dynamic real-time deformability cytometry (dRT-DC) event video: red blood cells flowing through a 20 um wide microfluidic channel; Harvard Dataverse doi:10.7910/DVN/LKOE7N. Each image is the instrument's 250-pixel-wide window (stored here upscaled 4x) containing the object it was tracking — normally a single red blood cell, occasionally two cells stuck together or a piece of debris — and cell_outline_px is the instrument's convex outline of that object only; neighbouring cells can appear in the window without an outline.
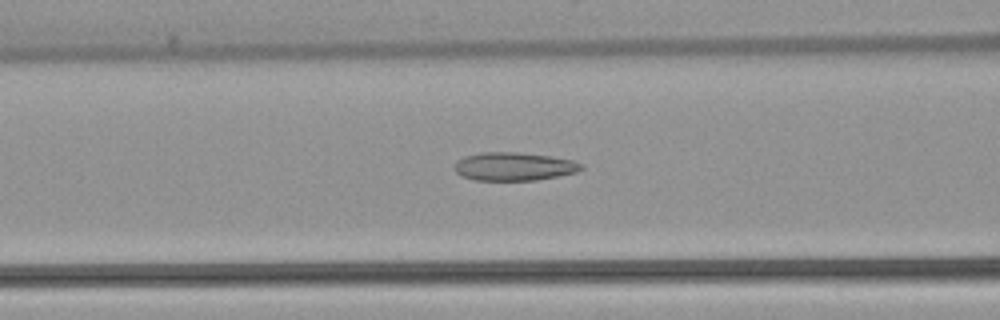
{"species": "common noctule bat (a hibernating species)", "species_latin": "Nyctalus noctula", "temperature_condition": "warm", "stored_images_in_passage": 52, "camera_frame_rate_fps": 3000, "um_per_image_px": 0.085, "animal": {"sex": "female", "body_mass_g": 22.7, "forearm_length_mm": 54.2}, "frame": {"image": 1, "passage_image": 20, "time_ms": 6.333, "image_size_px": [1000, 320], "cell_outline_px": [[584, 168], [576, 172], [536, 180], [476, 180], [460, 176], [452, 168], [456, 160], [464, 156], [480, 152], [520, 152], [552, 156], [572, 160], [584, 164]], "centroid_in_image_um": [43.65, 14.14], "position_along_channel_um": 123.0, "area_um2": 21.15}}
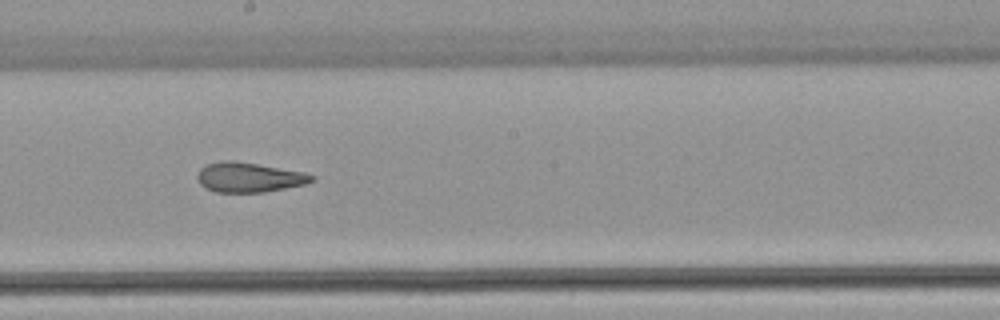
{"frame": {"image": 2, "passage_image": 28, "time_ms": 9.0, "image_size_px": [1000, 320], "cell_outline_px": [[316, 180], [304, 184], [264, 192], [216, 192], [200, 184], [196, 176], [200, 168], [208, 164], [220, 160], [232, 160], [304, 172], [316, 176]], "centroid_in_image_um": [21.16, 15.06], "position_along_channel_um": 227.0, "area_um2": 19.71}}
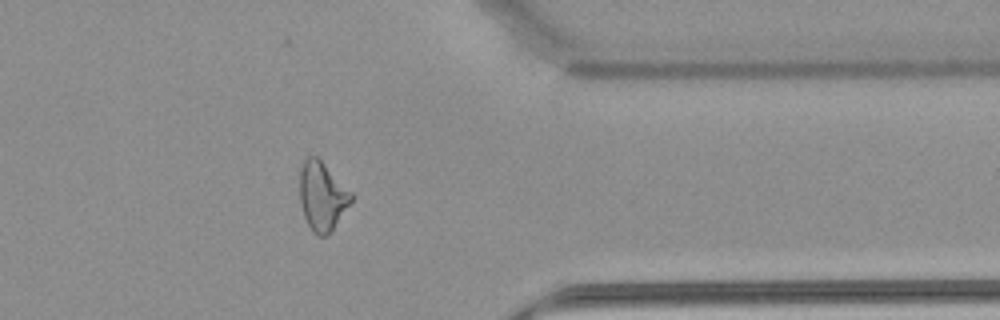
{"frame": {"image": 3, "passage_image": 41, "time_ms": 13.333, "image_size_px": [1000, 320], "cell_outline_px": [[356, 196], [332, 232], [324, 236], [316, 236], [312, 232], [304, 216], [300, 204], [300, 168], [304, 160], [308, 156], [316, 156]], "centroid_in_image_um": [27.41, 16.72], "position_along_channel_um": 384.0, "area_um2": 20.87}, "authors_computed_cell_mechanics": {"area_um2": 21.7328, "velocity_mm_per_s": 3.9073, "shape_relaxation_time_tau1_ms": null, "shape_relaxation_time_tau2_ms": 2.3475, "deformation_change_tau1": null, "deformation_change_tau2": 0.1037}}